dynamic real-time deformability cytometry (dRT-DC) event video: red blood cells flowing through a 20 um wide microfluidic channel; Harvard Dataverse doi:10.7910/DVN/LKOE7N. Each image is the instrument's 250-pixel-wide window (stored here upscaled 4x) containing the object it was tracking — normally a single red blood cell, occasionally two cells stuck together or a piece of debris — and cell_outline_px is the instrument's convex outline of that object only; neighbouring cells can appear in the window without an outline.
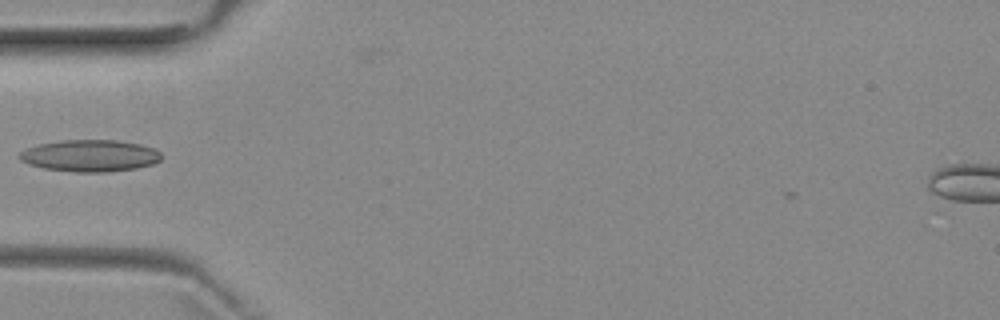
{"species": "common noctule bat (a hibernating species)", "species_latin": "Nyctalus noctula", "temperature_condition": "room temperature", "stored_images_in_passage": 2, "camera_frame_rate_fps": 3000, "um_per_image_px": 0.085, "animal": {"sex": "female", "body_mass_g": 29.2, "forearm_length_mm": 56.3}, "frame": {"image": 1, "passage_image": 2, "time_ms": 1.0, "image_size_px": [1000, 320], "cell_outline_px": [[160, 160], [152, 164], [136, 168], [108, 172], [76, 172], [44, 168], [28, 164], [20, 160], [20, 152], [28, 148], [40, 144], [60, 140], [116, 140], [140, 144], [156, 148], [160, 152]], "centroid_in_image_um": [7.67, 13.23], "position_along_channel_um": 77.3, "area_um2": 26.24}}